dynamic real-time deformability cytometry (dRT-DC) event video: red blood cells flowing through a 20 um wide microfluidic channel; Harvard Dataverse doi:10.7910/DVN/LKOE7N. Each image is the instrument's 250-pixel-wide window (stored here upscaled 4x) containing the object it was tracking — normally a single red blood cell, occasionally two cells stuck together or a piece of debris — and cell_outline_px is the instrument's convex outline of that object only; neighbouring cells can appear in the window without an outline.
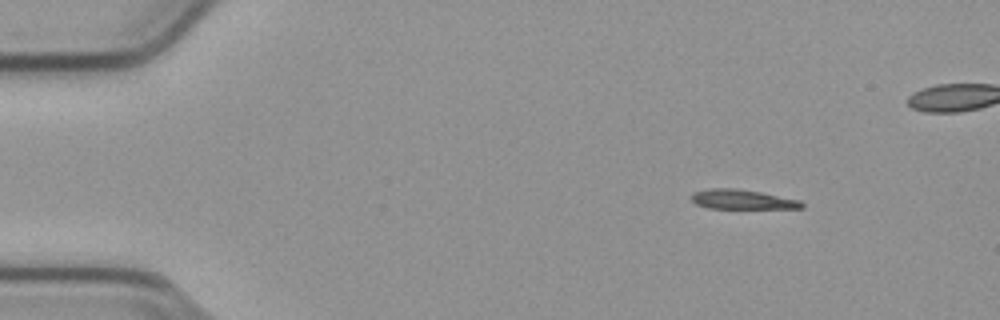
{"species": "common noctule bat (a hibernating species)", "species_latin": "Nyctalus noctula", "temperature_condition": "cold", "stored_images_in_passage": 11, "camera_frame_rate_fps": 3000, "um_per_image_px": 0.085, "animal": {"sex": "male", "body_mass_g": 23.1, "forearm_length_mm": 52.7}, "frame": {"image": 1, "passage_image": 1, "time_ms": 0.0, "image_size_px": [1000, 320], "cell_outline_px": [[804, 208], [708, 208], [696, 204], [692, 200], [692, 192], [712, 188], [736, 188], [760, 192], [800, 200], [804, 204]], "centroid_in_image_um": [63.08, 16.95], "position_along_channel_um": 21.9, "area_um2": 12.48}}